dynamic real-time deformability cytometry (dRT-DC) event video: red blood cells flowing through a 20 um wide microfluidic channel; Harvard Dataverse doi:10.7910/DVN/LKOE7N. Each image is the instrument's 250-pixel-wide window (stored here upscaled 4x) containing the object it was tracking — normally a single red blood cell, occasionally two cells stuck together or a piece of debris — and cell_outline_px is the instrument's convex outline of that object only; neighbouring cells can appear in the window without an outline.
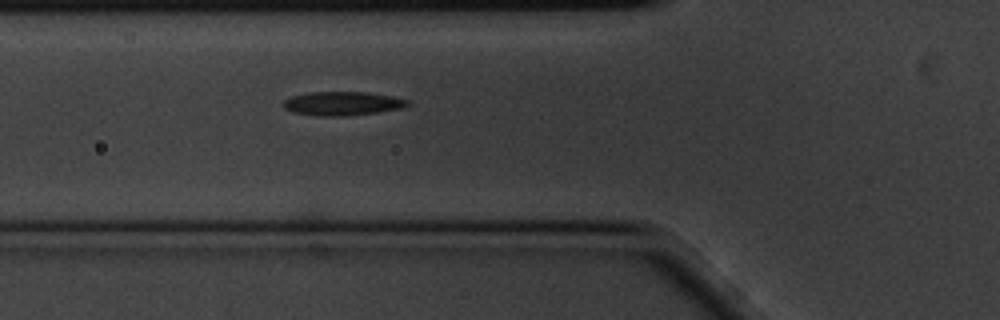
{"species": "common noctule bat (a hibernating species)", "species_latin": "Nyctalus noctula", "temperature_condition": "cold", "stored_images_in_passage": 2, "camera_frame_rate_fps": 3000, "um_per_image_px": 0.085, "animal": {"sex": "male", "body_mass_g": 20.1, "forearm_length_mm": 53.5}, "frame": {"image": 1, "passage_image": 2, "time_ms": 0.333, "image_size_px": [1000, 320], "cell_outline_px": [[412, 104], [400, 108], [380, 112], [344, 116], [320, 116], [292, 112], [284, 108], [284, 100], [292, 96], [308, 92], [364, 92], [392, 96], [408, 100]], "centroid_in_image_um": [29.11, 8.8], "position_along_channel_um": 96.7, "area_um2": 17.22}}